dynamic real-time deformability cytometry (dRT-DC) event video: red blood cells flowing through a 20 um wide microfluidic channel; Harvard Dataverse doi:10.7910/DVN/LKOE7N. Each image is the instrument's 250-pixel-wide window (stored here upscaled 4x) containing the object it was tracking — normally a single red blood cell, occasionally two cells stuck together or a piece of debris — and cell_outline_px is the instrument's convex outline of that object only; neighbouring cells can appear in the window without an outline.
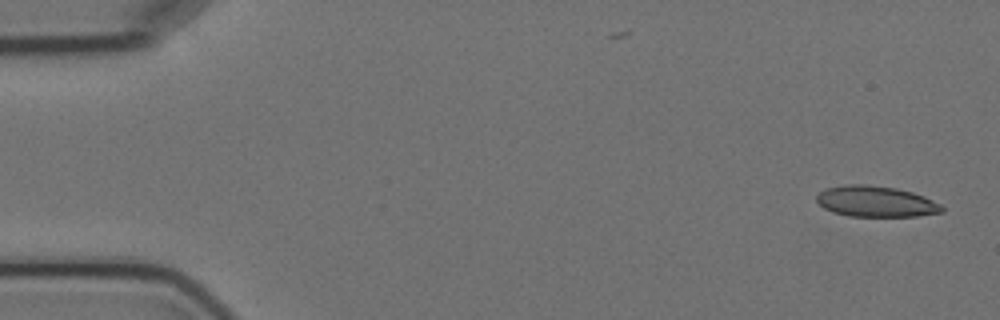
{"species": "Egyptian fruit bat (a non-hibernating species)", "species_latin": "Rousettus aegyptiacus", "temperature_condition": "cold", "stored_images_in_passage": 5, "camera_frame_rate_fps": 3000, "um_per_image_px": 0.085, "animal": {"sex": "female"}, "frame": {"image": 1, "passage_image": 1, "time_ms": 0.0, "image_size_px": [1000, 320], "cell_outline_px": [[944, 212], [916, 216], [848, 216], [832, 212], [824, 208], [816, 200], [816, 196], [824, 188], [848, 184], [864, 184], [896, 188], [912, 192], [924, 196], [940, 204], [944, 208]], "centroid_in_image_um": [74.43, 17.12], "position_along_channel_um": 10.6, "area_um2": 22.6}}
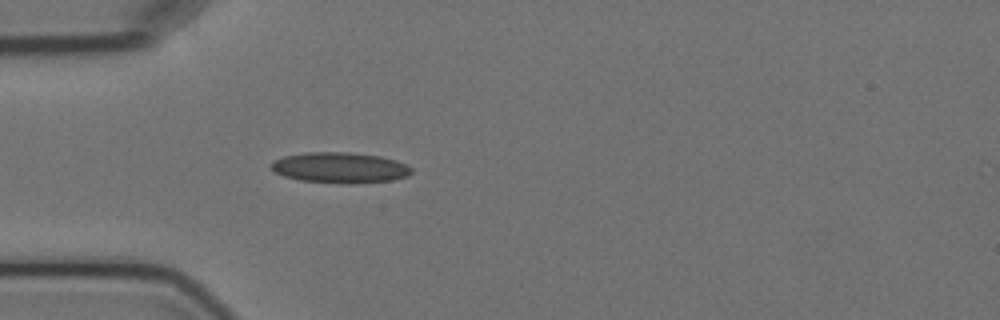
{"frame": {"image": 2, "passage_image": 5, "time_ms": 4.667, "image_size_px": [1000, 320], "cell_outline_px": [[412, 172], [408, 176], [392, 180], [348, 184], [340, 184], [300, 180], [284, 176], [276, 172], [272, 168], [272, 164], [276, 160], [284, 156], [308, 152], [348, 152], [380, 156], [396, 160], [412, 168]], "centroid_in_image_um": [28.93, 14.26], "position_along_channel_um": 56.1, "area_um2": 24.97}}